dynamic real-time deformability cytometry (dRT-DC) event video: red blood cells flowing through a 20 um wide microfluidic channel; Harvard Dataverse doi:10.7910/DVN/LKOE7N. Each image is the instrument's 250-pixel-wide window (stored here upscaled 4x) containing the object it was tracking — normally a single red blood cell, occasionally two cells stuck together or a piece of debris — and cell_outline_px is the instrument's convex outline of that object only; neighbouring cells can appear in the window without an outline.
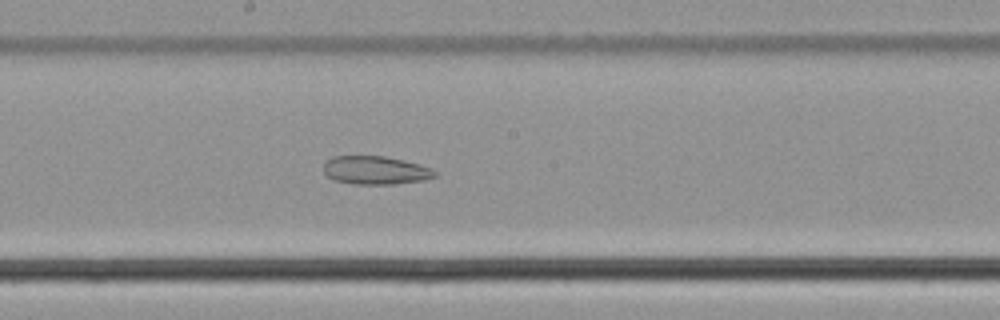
{"species": "common noctule bat (a hibernating species)", "species_latin": "Nyctalus noctula", "temperature_condition": "cold", "stored_images_in_passage": 28, "camera_frame_rate_fps": 3000, "um_per_image_px": 0.085, "animal": {"sex": "male", "body_mass_g": 21.5, "forearm_length_mm": 52.0}, "frame": {"image": 1, "passage_image": 13, "time_ms": 4.0, "image_size_px": [1000, 320], "cell_outline_px": [[436, 176], [424, 180], [392, 184], [352, 184], [332, 180], [324, 172], [324, 164], [332, 156], [384, 156], [404, 160], [420, 164], [432, 168], [436, 172]], "centroid_in_image_um": [31.92, 14.47], "position_along_channel_um": 216.3, "area_um2": 18.44}}